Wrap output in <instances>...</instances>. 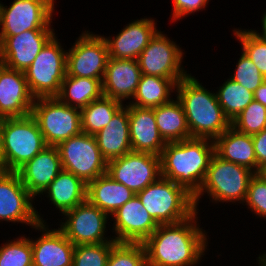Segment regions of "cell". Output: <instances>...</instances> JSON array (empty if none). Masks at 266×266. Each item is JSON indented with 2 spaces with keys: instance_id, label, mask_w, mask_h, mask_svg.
Returning a JSON list of instances; mask_svg holds the SVG:
<instances>
[{
  "instance_id": "6da1fadb",
  "label": "cell",
  "mask_w": 266,
  "mask_h": 266,
  "mask_svg": "<svg viewBox=\"0 0 266 266\" xmlns=\"http://www.w3.org/2000/svg\"><path fill=\"white\" fill-rule=\"evenodd\" d=\"M196 211L175 224H159L142 244L147 266H196L208 249L209 236L198 222ZM208 237V238H207Z\"/></svg>"
},
{
  "instance_id": "7a4b0ae2",
  "label": "cell",
  "mask_w": 266,
  "mask_h": 266,
  "mask_svg": "<svg viewBox=\"0 0 266 266\" xmlns=\"http://www.w3.org/2000/svg\"><path fill=\"white\" fill-rule=\"evenodd\" d=\"M214 154V141L210 139L167 142L160 154L161 177L184 187L194 196L205 179Z\"/></svg>"
},
{
  "instance_id": "3957f363",
  "label": "cell",
  "mask_w": 266,
  "mask_h": 266,
  "mask_svg": "<svg viewBox=\"0 0 266 266\" xmlns=\"http://www.w3.org/2000/svg\"><path fill=\"white\" fill-rule=\"evenodd\" d=\"M190 73L176 85V96L186 115L192 138L215 140L230 126L216 94Z\"/></svg>"
},
{
  "instance_id": "277c9868",
  "label": "cell",
  "mask_w": 266,
  "mask_h": 266,
  "mask_svg": "<svg viewBox=\"0 0 266 266\" xmlns=\"http://www.w3.org/2000/svg\"><path fill=\"white\" fill-rule=\"evenodd\" d=\"M254 172L249 168L225 161L213 155L199 191L193 196L196 211L203 195L208 194L212 203H242L246 198L248 185ZM202 196V197H201Z\"/></svg>"
},
{
  "instance_id": "5b68a950",
  "label": "cell",
  "mask_w": 266,
  "mask_h": 266,
  "mask_svg": "<svg viewBox=\"0 0 266 266\" xmlns=\"http://www.w3.org/2000/svg\"><path fill=\"white\" fill-rule=\"evenodd\" d=\"M0 129L3 171L16 172L48 146L37 121L31 114L0 119Z\"/></svg>"
},
{
  "instance_id": "8992f818",
  "label": "cell",
  "mask_w": 266,
  "mask_h": 266,
  "mask_svg": "<svg viewBox=\"0 0 266 266\" xmlns=\"http://www.w3.org/2000/svg\"><path fill=\"white\" fill-rule=\"evenodd\" d=\"M136 195L158 224L179 223L196 212L193 195L164 177L149 184Z\"/></svg>"
},
{
  "instance_id": "52a82bcc",
  "label": "cell",
  "mask_w": 266,
  "mask_h": 266,
  "mask_svg": "<svg viewBox=\"0 0 266 266\" xmlns=\"http://www.w3.org/2000/svg\"><path fill=\"white\" fill-rule=\"evenodd\" d=\"M56 34L44 45L24 72L30 92L35 98L56 97L66 76L67 50Z\"/></svg>"
},
{
  "instance_id": "ba28073f",
  "label": "cell",
  "mask_w": 266,
  "mask_h": 266,
  "mask_svg": "<svg viewBox=\"0 0 266 266\" xmlns=\"http://www.w3.org/2000/svg\"><path fill=\"white\" fill-rule=\"evenodd\" d=\"M31 115L48 146H57L82 132L80 109L62 103L57 97L35 98Z\"/></svg>"
},
{
  "instance_id": "9c48e42d",
  "label": "cell",
  "mask_w": 266,
  "mask_h": 266,
  "mask_svg": "<svg viewBox=\"0 0 266 266\" xmlns=\"http://www.w3.org/2000/svg\"><path fill=\"white\" fill-rule=\"evenodd\" d=\"M62 169L73 173L85 184L107 173L103 157L94 135L81 132L60 142L57 146Z\"/></svg>"
},
{
  "instance_id": "30bf717a",
  "label": "cell",
  "mask_w": 266,
  "mask_h": 266,
  "mask_svg": "<svg viewBox=\"0 0 266 266\" xmlns=\"http://www.w3.org/2000/svg\"><path fill=\"white\" fill-rule=\"evenodd\" d=\"M0 1V36H14L28 30H54L51 25L55 0Z\"/></svg>"
},
{
  "instance_id": "8fae6325",
  "label": "cell",
  "mask_w": 266,
  "mask_h": 266,
  "mask_svg": "<svg viewBox=\"0 0 266 266\" xmlns=\"http://www.w3.org/2000/svg\"><path fill=\"white\" fill-rule=\"evenodd\" d=\"M63 215L60 224H58L59 229L72 244L88 245L116 242L113 236L106 237L109 215L91 204L87 199Z\"/></svg>"
},
{
  "instance_id": "7c38bea8",
  "label": "cell",
  "mask_w": 266,
  "mask_h": 266,
  "mask_svg": "<svg viewBox=\"0 0 266 266\" xmlns=\"http://www.w3.org/2000/svg\"><path fill=\"white\" fill-rule=\"evenodd\" d=\"M159 30L138 57L142 75L183 79L190 73L183 68L184 49Z\"/></svg>"
},
{
  "instance_id": "4fadbf2b",
  "label": "cell",
  "mask_w": 266,
  "mask_h": 266,
  "mask_svg": "<svg viewBox=\"0 0 266 266\" xmlns=\"http://www.w3.org/2000/svg\"><path fill=\"white\" fill-rule=\"evenodd\" d=\"M34 200L17 172L0 171V222H20L30 228L39 222L45 223L41 213L33 206Z\"/></svg>"
},
{
  "instance_id": "5bb4252c",
  "label": "cell",
  "mask_w": 266,
  "mask_h": 266,
  "mask_svg": "<svg viewBox=\"0 0 266 266\" xmlns=\"http://www.w3.org/2000/svg\"><path fill=\"white\" fill-rule=\"evenodd\" d=\"M109 58L103 36L88 30L82 31L67 50L66 75L103 79Z\"/></svg>"
},
{
  "instance_id": "9a60e30c",
  "label": "cell",
  "mask_w": 266,
  "mask_h": 266,
  "mask_svg": "<svg viewBox=\"0 0 266 266\" xmlns=\"http://www.w3.org/2000/svg\"><path fill=\"white\" fill-rule=\"evenodd\" d=\"M107 174L137 194L161 177L160 156L131 151L108 161Z\"/></svg>"
},
{
  "instance_id": "2e32d148",
  "label": "cell",
  "mask_w": 266,
  "mask_h": 266,
  "mask_svg": "<svg viewBox=\"0 0 266 266\" xmlns=\"http://www.w3.org/2000/svg\"><path fill=\"white\" fill-rule=\"evenodd\" d=\"M116 242L143 243L159 224L150 216L137 195L122 205L112 216ZM116 235V236H115Z\"/></svg>"
},
{
  "instance_id": "e0dca14e",
  "label": "cell",
  "mask_w": 266,
  "mask_h": 266,
  "mask_svg": "<svg viewBox=\"0 0 266 266\" xmlns=\"http://www.w3.org/2000/svg\"><path fill=\"white\" fill-rule=\"evenodd\" d=\"M54 30H28L14 36H0V56L8 68L25 72Z\"/></svg>"
},
{
  "instance_id": "ac0fdd59",
  "label": "cell",
  "mask_w": 266,
  "mask_h": 266,
  "mask_svg": "<svg viewBox=\"0 0 266 266\" xmlns=\"http://www.w3.org/2000/svg\"><path fill=\"white\" fill-rule=\"evenodd\" d=\"M39 222L33 227L40 237L30 239L33 266H72L75 245L59 229Z\"/></svg>"
},
{
  "instance_id": "d6986e66",
  "label": "cell",
  "mask_w": 266,
  "mask_h": 266,
  "mask_svg": "<svg viewBox=\"0 0 266 266\" xmlns=\"http://www.w3.org/2000/svg\"><path fill=\"white\" fill-rule=\"evenodd\" d=\"M34 101L24 72L4 65L0 70V119L31 114Z\"/></svg>"
},
{
  "instance_id": "ffe728a7",
  "label": "cell",
  "mask_w": 266,
  "mask_h": 266,
  "mask_svg": "<svg viewBox=\"0 0 266 266\" xmlns=\"http://www.w3.org/2000/svg\"><path fill=\"white\" fill-rule=\"evenodd\" d=\"M156 24L155 19L144 17L126 24L116 36L110 38L102 35L108 47L109 57L137 60L159 31Z\"/></svg>"
},
{
  "instance_id": "44dd1931",
  "label": "cell",
  "mask_w": 266,
  "mask_h": 266,
  "mask_svg": "<svg viewBox=\"0 0 266 266\" xmlns=\"http://www.w3.org/2000/svg\"><path fill=\"white\" fill-rule=\"evenodd\" d=\"M62 170L57 147L47 146L16 172L26 189L36 198L41 197Z\"/></svg>"
},
{
  "instance_id": "7402d4cb",
  "label": "cell",
  "mask_w": 266,
  "mask_h": 266,
  "mask_svg": "<svg viewBox=\"0 0 266 266\" xmlns=\"http://www.w3.org/2000/svg\"><path fill=\"white\" fill-rule=\"evenodd\" d=\"M141 76L138 60L109 58L102 80L103 95L122 103L131 101Z\"/></svg>"
},
{
  "instance_id": "603a6c76",
  "label": "cell",
  "mask_w": 266,
  "mask_h": 266,
  "mask_svg": "<svg viewBox=\"0 0 266 266\" xmlns=\"http://www.w3.org/2000/svg\"><path fill=\"white\" fill-rule=\"evenodd\" d=\"M128 116L132 151L160 156L166 142L159 133L154 108H139L128 104Z\"/></svg>"
},
{
  "instance_id": "cb8c5ba5",
  "label": "cell",
  "mask_w": 266,
  "mask_h": 266,
  "mask_svg": "<svg viewBox=\"0 0 266 266\" xmlns=\"http://www.w3.org/2000/svg\"><path fill=\"white\" fill-rule=\"evenodd\" d=\"M94 137L107 162L131 152L128 105H123L108 125L97 132Z\"/></svg>"
},
{
  "instance_id": "d4e9b609",
  "label": "cell",
  "mask_w": 266,
  "mask_h": 266,
  "mask_svg": "<svg viewBox=\"0 0 266 266\" xmlns=\"http://www.w3.org/2000/svg\"><path fill=\"white\" fill-rule=\"evenodd\" d=\"M135 195L107 173L87 184L86 199L110 217Z\"/></svg>"
},
{
  "instance_id": "484cf974",
  "label": "cell",
  "mask_w": 266,
  "mask_h": 266,
  "mask_svg": "<svg viewBox=\"0 0 266 266\" xmlns=\"http://www.w3.org/2000/svg\"><path fill=\"white\" fill-rule=\"evenodd\" d=\"M215 154L221 159L245 166L256 173L252 136L230 126L214 140Z\"/></svg>"
},
{
  "instance_id": "4316f807",
  "label": "cell",
  "mask_w": 266,
  "mask_h": 266,
  "mask_svg": "<svg viewBox=\"0 0 266 266\" xmlns=\"http://www.w3.org/2000/svg\"><path fill=\"white\" fill-rule=\"evenodd\" d=\"M87 184L73 173L62 170L42 194L63 214L86 200Z\"/></svg>"
},
{
  "instance_id": "83f0119b",
  "label": "cell",
  "mask_w": 266,
  "mask_h": 266,
  "mask_svg": "<svg viewBox=\"0 0 266 266\" xmlns=\"http://www.w3.org/2000/svg\"><path fill=\"white\" fill-rule=\"evenodd\" d=\"M181 80L142 75L132 100L127 104L139 108H154L166 104L173 99L171 93H176V85Z\"/></svg>"
},
{
  "instance_id": "f1b7e54d",
  "label": "cell",
  "mask_w": 266,
  "mask_h": 266,
  "mask_svg": "<svg viewBox=\"0 0 266 266\" xmlns=\"http://www.w3.org/2000/svg\"><path fill=\"white\" fill-rule=\"evenodd\" d=\"M154 116L159 133L166 143L192 138L183 106L177 97L154 107Z\"/></svg>"
},
{
  "instance_id": "f546056e",
  "label": "cell",
  "mask_w": 266,
  "mask_h": 266,
  "mask_svg": "<svg viewBox=\"0 0 266 266\" xmlns=\"http://www.w3.org/2000/svg\"><path fill=\"white\" fill-rule=\"evenodd\" d=\"M102 80L66 75L56 97L64 104L81 109L103 96Z\"/></svg>"
},
{
  "instance_id": "4dcf8cb0",
  "label": "cell",
  "mask_w": 266,
  "mask_h": 266,
  "mask_svg": "<svg viewBox=\"0 0 266 266\" xmlns=\"http://www.w3.org/2000/svg\"><path fill=\"white\" fill-rule=\"evenodd\" d=\"M124 103L102 96L80 109L82 132L95 135L111 121Z\"/></svg>"
},
{
  "instance_id": "1f68e13d",
  "label": "cell",
  "mask_w": 266,
  "mask_h": 266,
  "mask_svg": "<svg viewBox=\"0 0 266 266\" xmlns=\"http://www.w3.org/2000/svg\"><path fill=\"white\" fill-rule=\"evenodd\" d=\"M219 88V89H218ZM215 92L225 116L234 121L237 116L254 100V93L228 78Z\"/></svg>"
},
{
  "instance_id": "d6a6232c",
  "label": "cell",
  "mask_w": 266,
  "mask_h": 266,
  "mask_svg": "<svg viewBox=\"0 0 266 266\" xmlns=\"http://www.w3.org/2000/svg\"><path fill=\"white\" fill-rule=\"evenodd\" d=\"M0 266H33L30 237L22 235L1 243Z\"/></svg>"
},
{
  "instance_id": "836d02e7",
  "label": "cell",
  "mask_w": 266,
  "mask_h": 266,
  "mask_svg": "<svg viewBox=\"0 0 266 266\" xmlns=\"http://www.w3.org/2000/svg\"><path fill=\"white\" fill-rule=\"evenodd\" d=\"M233 35L241 43V50L266 79V40L257 37L250 29L236 28Z\"/></svg>"
},
{
  "instance_id": "e575fe53",
  "label": "cell",
  "mask_w": 266,
  "mask_h": 266,
  "mask_svg": "<svg viewBox=\"0 0 266 266\" xmlns=\"http://www.w3.org/2000/svg\"><path fill=\"white\" fill-rule=\"evenodd\" d=\"M107 266H147L142 243L117 242L109 253Z\"/></svg>"
},
{
  "instance_id": "d590c367",
  "label": "cell",
  "mask_w": 266,
  "mask_h": 266,
  "mask_svg": "<svg viewBox=\"0 0 266 266\" xmlns=\"http://www.w3.org/2000/svg\"><path fill=\"white\" fill-rule=\"evenodd\" d=\"M231 126L237 131L253 135L266 128V107L253 100L238 116L231 122Z\"/></svg>"
},
{
  "instance_id": "8d00e7d4",
  "label": "cell",
  "mask_w": 266,
  "mask_h": 266,
  "mask_svg": "<svg viewBox=\"0 0 266 266\" xmlns=\"http://www.w3.org/2000/svg\"><path fill=\"white\" fill-rule=\"evenodd\" d=\"M116 243L75 245L72 266H107L109 253Z\"/></svg>"
},
{
  "instance_id": "74e56055",
  "label": "cell",
  "mask_w": 266,
  "mask_h": 266,
  "mask_svg": "<svg viewBox=\"0 0 266 266\" xmlns=\"http://www.w3.org/2000/svg\"><path fill=\"white\" fill-rule=\"evenodd\" d=\"M230 79L239 83L252 93L266 80L257 66L241 51V56Z\"/></svg>"
},
{
  "instance_id": "f35d334b",
  "label": "cell",
  "mask_w": 266,
  "mask_h": 266,
  "mask_svg": "<svg viewBox=\"0 0 266 266\" xmlns=\"http://www.w3.org/2000/svg\"><path fill=\"white\" fill-rule=\"evenodd\" d=\"M244 203L257 218L266 219V181L257 173L249 182Z\"/></svg>"
},
{
  "instance_id": "ab89813d",
  "label": "cell",
  "mask_w": 266,
  "mask_h": 266,
  "mask_svg": "<svg viewBox=\"0 0 266 266\" xmlns=\"http://www.w3.org/2000/svg\"><path fill=\"white\" fill-rule=\"evenodd\" d=\"M172 22L183 19L187 15H191L197 11H203L210 0H172Z\"/></svg>"
},
{
  "instance_id": "60d3db41",
  "label": "cell",
  "mask_w": 266,
  "mask_h": 266,
  "mask_svg": "<svg viewBox=\"0 0 266 266\" xmlns=\"http://www.w3.org/2000/svg\"><path fill=\"white\" fill-rule=\"evenodd\" d=\"M252 136L256 157V173L266 165V128Z\"/></svg>"
},
{
  "instance_id": "b9f144b4",
  "label": "cell",
  "mask_w": 266,
  "mask_h": 266,
  "mask_svg": "<svg viewBox=\"0 0 266 266\" xmlns=\"http://www.w3.org/2000/svg\"><path fill=\"white\" fill-rule=\"evenodd\" d=\"M254 100L266 107V80L255 90Z\"/></svg>"
},
{
  "instance_id": "7bdbcfd3",
  "label": "cell",
  "mask_w": 266,
  "mask_h": 266,
  "mask_svg": "<svg viewBox=\"0 0 266 266\" xmlns=\"http://www.w3.org/2000/svg\"><path fill=\"white\" fill-rule=\"evenodd\" d=\"M262 18H261V26H262V32L260 31V33H259V31L257 30H253V29H250L257 37H259V38H261V39H264V40H266V10H265V12H264V14L261 16Z\"/></svg>"
},
{
  "instance_id": "ee69618b",
  "label": "cell",
  "mask_w": 266,
  "mask_h": 266,
  "mask_svg": "<svg viewBox=\"0 0 266 266\" xmlns=\"http://www.w3.org/2000/svg\"><path fill=\"white\" fill-rule=\"evenodd\" d=\"M257 263L259 264L258 266H266V252H263V254H259V257H257Z\"/></svg>"
},
{
  "instance_id": "f6af8a7d",
  "label": "cell",
  "mask_w": 266,
  "mask_h": 266,
  "mask_svg": "<svg viewBox=\"0 0 266 266\" xmlns=\"http://www.w3.org/2000/svg\"><path fill=\"white\" fill-rule=\"evenodd\" d=\"M0 171H3L2 133L0 129Z\"/></svg>"
},
{
  "instance_id": "bcb514c9",
  "label": "cell",
  "mask_w": 266,
  "mask_h": 266,
  "mask_svg": "<svg viewBox=\"0 0 266 266\" xmlns=\"http://www.w3.org/2000/svg\"><path fill=\"white\" fill-rule=\"evenodd\" d=\"M257 174L266 181V165L259 169V172Z\"/></svg>"
},
{
  "instance_id": "7dc6e473",
  "label": "cell",
  "mask_w": 266,
  "mask_h": 266,
  "mask_svg": "<svg viewBox=\"0 0 266 266\" xmlns=\"http://www.w3.org/2000/svg\"><path fill=\"white\" fill-rule=\"evenodd\" d=\"M4 66V61L2 60L1 56H0V70L1 68Z\"/></svg>"
}]
</instances>
